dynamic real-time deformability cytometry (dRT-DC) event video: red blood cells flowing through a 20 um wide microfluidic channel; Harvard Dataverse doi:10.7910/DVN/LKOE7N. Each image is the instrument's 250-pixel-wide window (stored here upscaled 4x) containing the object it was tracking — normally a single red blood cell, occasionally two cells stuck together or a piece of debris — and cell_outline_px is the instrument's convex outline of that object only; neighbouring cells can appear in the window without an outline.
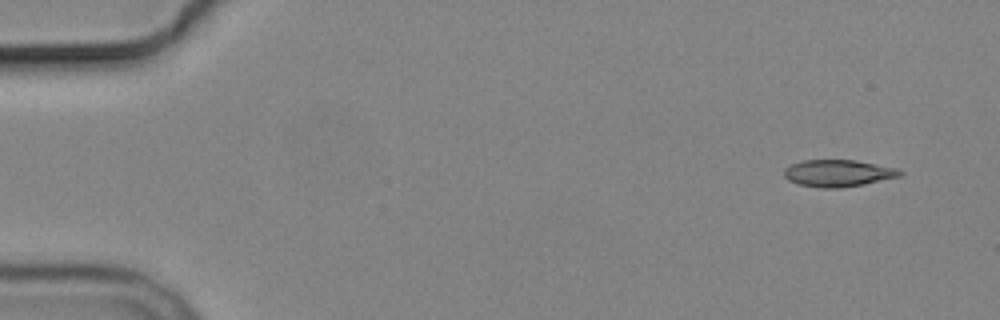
{"species": "common noctule bat (a hibernating species)", "species_latin": "Nyctalus noctula", "temperature_condition": "cold", "stored_images_in_passage": 9, "camera_frame_rate_fps": 3000, "um_per_image_px": 0.085, "animal": {"sex": "male", "body_mass_g": 19.2, "forearm_length_mm": 51.8}, "frame": {"image": 1, "passage_image": 1, "time_ms": 0.0, "image_size_px": [1000, 320], "cell_outline_px": [[904, 172], [900, 176], [864, 184], [840, 188], [820, 188], [800, 184], [788, 180], [784, 176], [784, 168], [792, 164], [804, 160], [856, 160], [900, 168]], "centroid_in_image_um": [71.27, 14.71], "position_along_channel_um": 13.7, "area_um2": 18.26}}
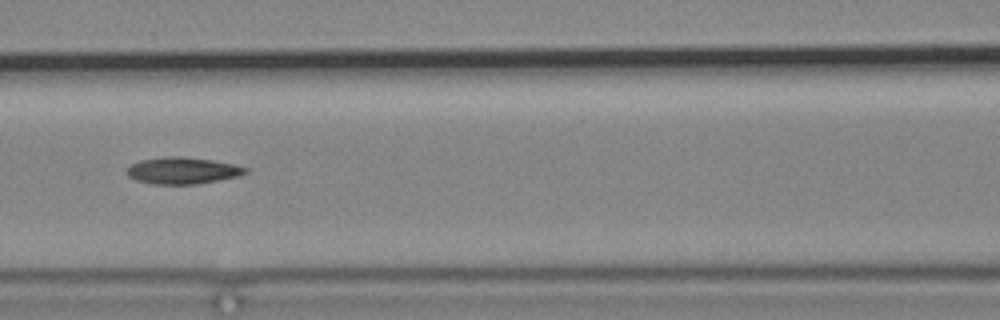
{"frame": {"image": 2, "passage_image": 7, "time_ms": 7.0, "image_size_px": [1000, 320], "cell_outline_px": [[248, 172], [240, 176], [220, 180], [196, 184], [152, 184], [136, 180], [128, 176], [124, 172], [132, 164], [140, 160], [168, 156], [184, 156], [212, 160], [236, 164], [248, 168]], "centroid_in_image_um": [15.54, 14.5], "position_along_channel_um": 151.1, "area_um2": 18.67}}
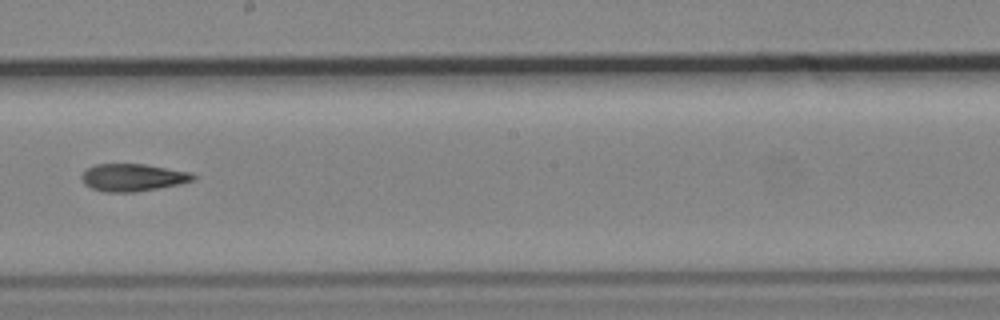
{"frame": {"image": 3, "passage_image": 9, "time_ms": 9.333, "image_size_px": [1000, 320], "cell_outline_px": [[196, 180], [180, 184], [132, 192], [104, 192], [92, 188], [84, 184], [80, 176], [88, 168], [96, 164], [144, 164], [192, 172], [196, 176]], "centroid_in_image_um": [11.31, 15.08], "position_along_channel_um": 236.9, "area_um2": 17.8}}